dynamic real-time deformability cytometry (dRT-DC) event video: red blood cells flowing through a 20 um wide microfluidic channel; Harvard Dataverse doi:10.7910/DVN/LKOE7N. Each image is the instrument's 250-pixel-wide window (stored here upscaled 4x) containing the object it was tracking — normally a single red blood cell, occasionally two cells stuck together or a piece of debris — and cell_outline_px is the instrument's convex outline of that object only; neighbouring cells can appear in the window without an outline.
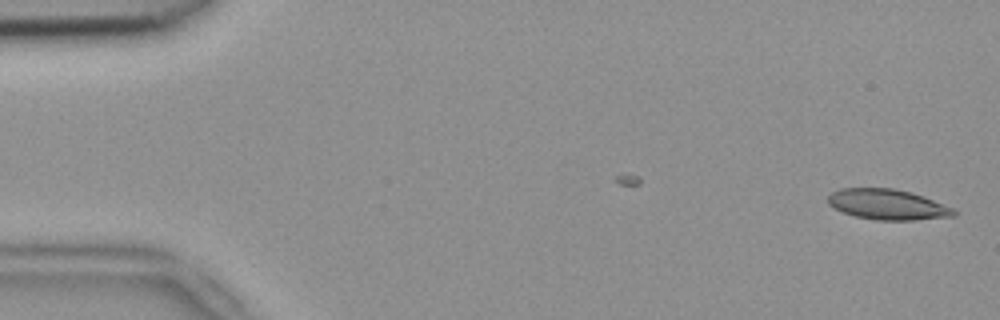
{"species": "common noctule bat (a hibernating species)", "species_latin": "Nyctalus noctula", "temperature_condition": "room temperature", "stored_images_in_passage": 45, "camera_frame_rate_fps": 3000, "um_per_image_px": 0.085, "animal": {"sex": "female", "body_mass_g": 18.4}, "frame": {"image": 1, "passage_image": 1, "time_ms": 0.0, "image_size_px": [1000, 320], "cell_outline_px": [[956, 216], [912, 220], [876, 220], [856, 216], [844, 212], [828, 204], [828, 196], [832, 192], [840, 188], [892, 188], [912, 192], [924, 196], [956, 208]], "centroid_in_image_um": [75.5, 17.37], "position_along_channel_um": 9.5, "area_um2": 22.43}}
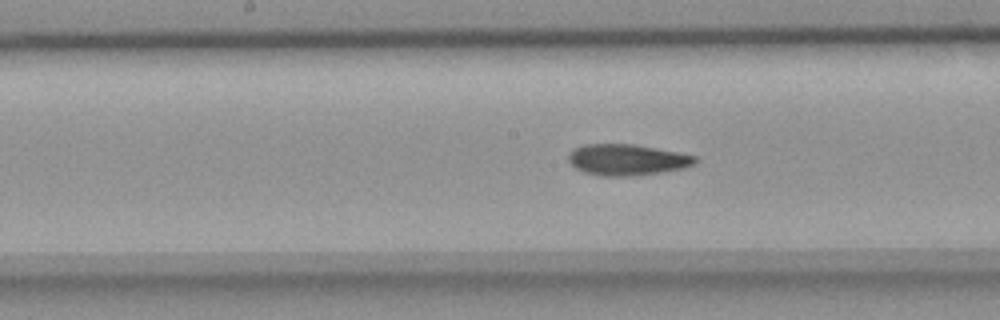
{"frame": {"image": 2, "passage_image": 26, "time_ms": 8.333, "image_size_px": [1000, 320], "cell_outline_px": [[696, 164], [684, 168], [660, 172], [632, 176], [600, 176], [584, 172], [576, 168], [568, 160], [568, 152], [572, 148], [584, 144], [632, 144], [656, 148], [696, 156]], "centroid_in_image_um": [53.26, 13.58], "position_along_channel_um": 194.9, "area_um2": 23.0}}
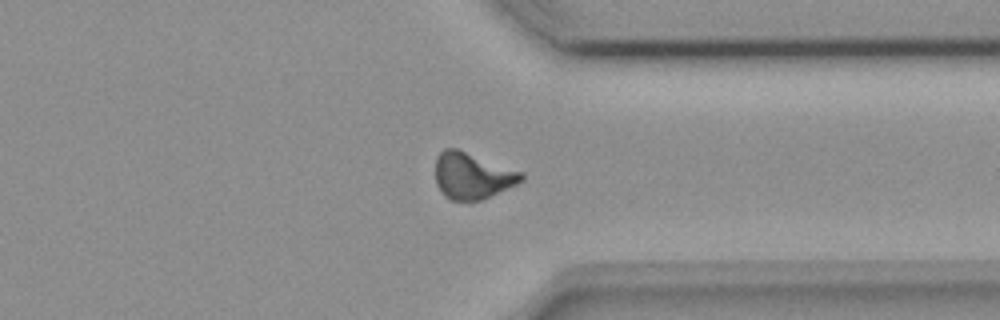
{"frame": {"image": 3, "passage_image": 40, "time_ms": 13.0, "image_size_px": [1000, 320], "cell_outline_px": [[524, 180], [516, 184], [480, 200], [448, 200], [444, 196], [436, 184], [436, 156], [444, 148], [456, 148], [524, 172]], "centroid_in_image_um": [40.13, 14.93], "position_along_channel_um": 371.3, "area_um2": 23.18}, "authors_computed_cell_mechanics": {"area_um2": 23.0044, "velocity_mm_per_s": 3.8275, "shape_relaxation_time_tau1_ms": null, "shape_relaxation_time_tau2_ms": 7.3484, "deformation_change_tau1": null, "deformation_change_tau2": 0.154}}